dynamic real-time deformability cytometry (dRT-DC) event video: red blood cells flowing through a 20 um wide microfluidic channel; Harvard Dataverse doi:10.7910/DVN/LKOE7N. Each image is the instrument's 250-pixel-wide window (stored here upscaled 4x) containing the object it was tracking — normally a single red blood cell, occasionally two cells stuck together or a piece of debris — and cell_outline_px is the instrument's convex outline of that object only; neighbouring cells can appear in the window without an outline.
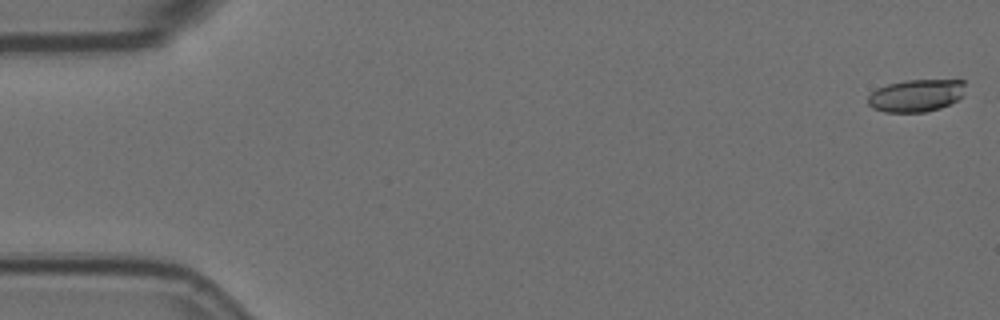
{"species": "Egyptian fruit bat (a non-hibernating species)", "species_latin": "Rousettus aegyptiacus", "temperature_condition": "room temperature", "stored_images_in_passage": 5, "camera_frame_rate_fps": 3000, "um_per_image_px": 0.085, "animal": {"sex": "female"}, "frame": {"image": 1, "passage_image": 1, "time_ms": 0.0, "image_size_px": [1000, 320], "cell_outline_px": [[964, 96], [940, 108], [924, 112], [884, 112], [872, 108], [868, 104], [868, 96], [876, 88], [888, 84], [904, 80], [964, 80]], "centroid_in_image_um": [77.85, 8.12], "position_along_channel_um": 7.1, "area_um2": 18.44}}
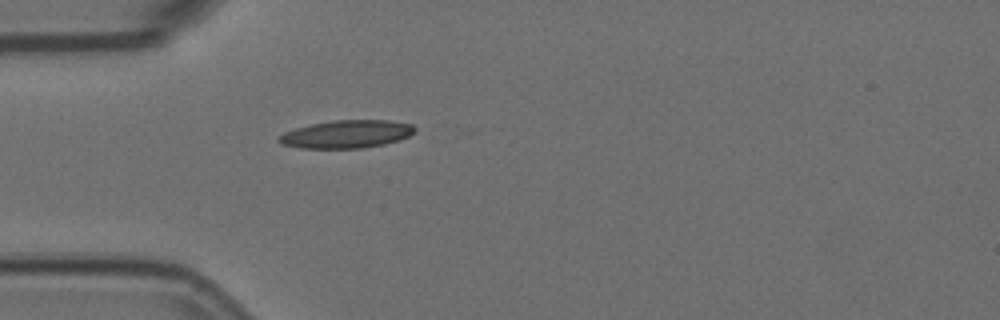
{"frame": {"image": 2, "passage_image": 5, "time_ms": 1.333, "image_size_px": [1000, 320], "cell_outline_px": [[416, 128], [408, 136], [384, 144], [360, 148], [300, 148], [280, 144], [276, 140], [284, 132], [296, 128], [312, 124], [332, 120], [388, 120], [412, 124]], "centroid_in_image_um": [29.41, 11.4], "position_along_channel_um": 55.6, "area_um2": 21.91}}